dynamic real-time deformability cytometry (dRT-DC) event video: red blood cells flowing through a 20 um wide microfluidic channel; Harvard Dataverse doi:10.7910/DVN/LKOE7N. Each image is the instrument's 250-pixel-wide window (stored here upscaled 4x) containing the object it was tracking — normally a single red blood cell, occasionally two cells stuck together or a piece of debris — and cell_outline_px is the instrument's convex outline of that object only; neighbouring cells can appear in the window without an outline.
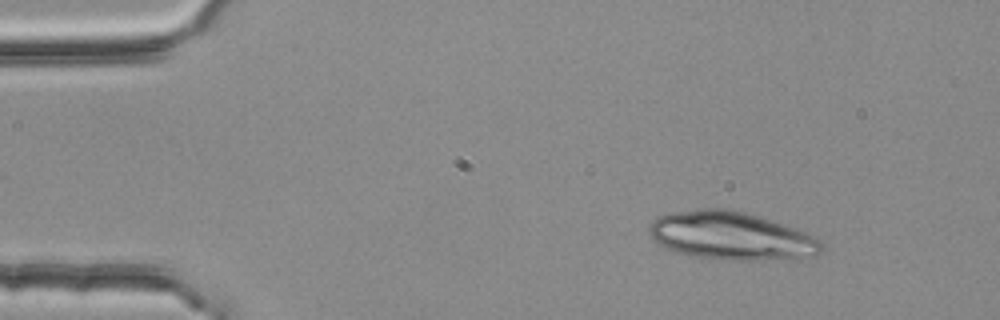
{"species": "common noctule bat (a hibernating species)", "species_latin": "Nyctalus noctula", "temperature_condition": "room temperature", "stored_images_in_passage": 51, "camera_frame_rate_fps": 3000, "um_per_image_px": 0.085, "animal": {"sex": "female", "body_mass_g": 25.1}, "frame": {"image": 1, "passage_image": 6, "time_ms": 1.667, "image_size_px": [1000, 320], "cell_outline_px": [[824, 248], [816, 256], [796, 260], [736, 260], [692, 256], [672, 252], [664, 248], [652, 240], [648, 232], [648, 224], [660, 216], [672, 212], [696, 208], [728, 208], [744, 212], [772, 220], [808, 232], [824, 244]], "centroid_in_image_um": [62.17, 20.06], "position_along_channel_um": 22.8, "area_um2": 49.3}}
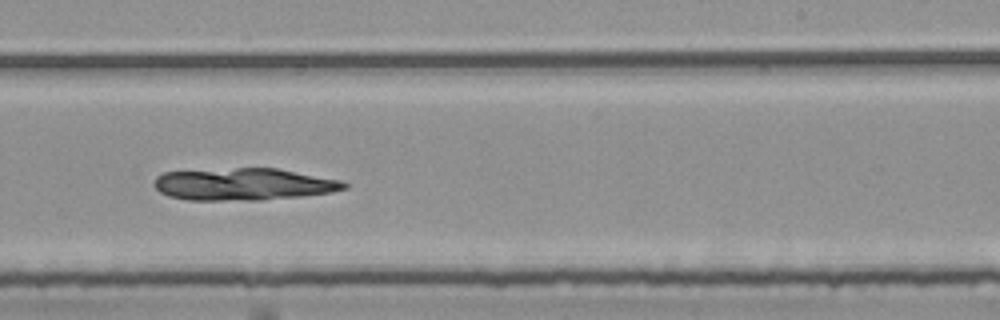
{"frame": {"image": 2, "passage_image": 32, "time_ms": 10.333, "image_size_px": [1000, 320], "cell_outline_px": [[348, 188], [332, 192], [300, 196], [264, 200], [188, 200], [168, 196], [160, 192], [152, 184], [156, 176], [164, 172], [236, 168], [276, 168], [340, 180], [348, 184]], "centroid_in_image_um": [20.68, 15.66], "position_along_channel_um": 268.3, "area_um2": 35.6}}
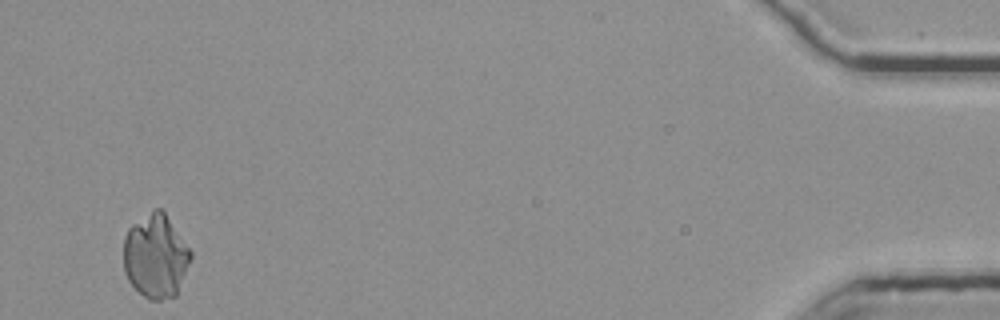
{"frame": {"image": 3, "passage_image": 51, "time_ms": 16.667, "image_size_px": [1000, 320], "cell_outline_px": [[192, 256], [176, 296], [160, 300], [148, 300], [128, 280], [124, 272], [124, 236], [128, 228], [132, 224], [156, 208], [160, 208], [164, 212], [192, 252]], "centroid_in_image_um": [13.22, 21.79], "position_along_channel_um": 422.0, "area_um2": 32.54}}